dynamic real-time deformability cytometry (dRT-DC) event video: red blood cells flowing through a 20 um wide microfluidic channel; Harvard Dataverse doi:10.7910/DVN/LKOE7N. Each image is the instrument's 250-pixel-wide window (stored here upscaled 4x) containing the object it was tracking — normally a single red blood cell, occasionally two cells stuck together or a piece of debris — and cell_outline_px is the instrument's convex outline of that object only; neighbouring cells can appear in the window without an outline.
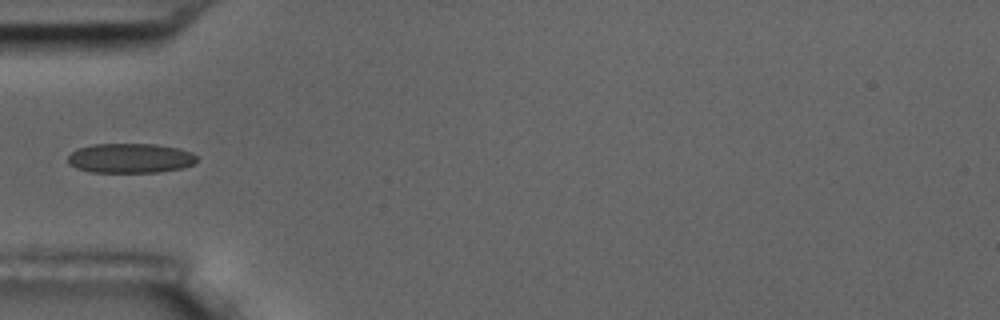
{"species": "common noctule bat (a hibernating species)", "species_latin": "Nyctalus noctula", "temperature_condition": "room temperature", "stored_images_in_passage": 5, "camera_frame_rate_fps": 3000, "um_per_image_px": 0.085, "animal": {"sex": "male", "body_mass_g": 17.5, "forearm_length_mm": 52.3}, "frame": {"image": 1, "passage_image": 5, "time_ms": 4.333, "image_size_px": [1000, 320], "cell_outline_px": [[196, 160], [192, 164], [180, 168], [156, 172], [92, 172], [76, 168], [68, 164], [68, 156], [76, 148], [92, 144], [156, 144], [180, 148], [192, 152], [196, 156]], "centroid_in_image_um": [11.04, 13.43], "position_along_channel_um": 74.0, "area_um2": 22.31}}